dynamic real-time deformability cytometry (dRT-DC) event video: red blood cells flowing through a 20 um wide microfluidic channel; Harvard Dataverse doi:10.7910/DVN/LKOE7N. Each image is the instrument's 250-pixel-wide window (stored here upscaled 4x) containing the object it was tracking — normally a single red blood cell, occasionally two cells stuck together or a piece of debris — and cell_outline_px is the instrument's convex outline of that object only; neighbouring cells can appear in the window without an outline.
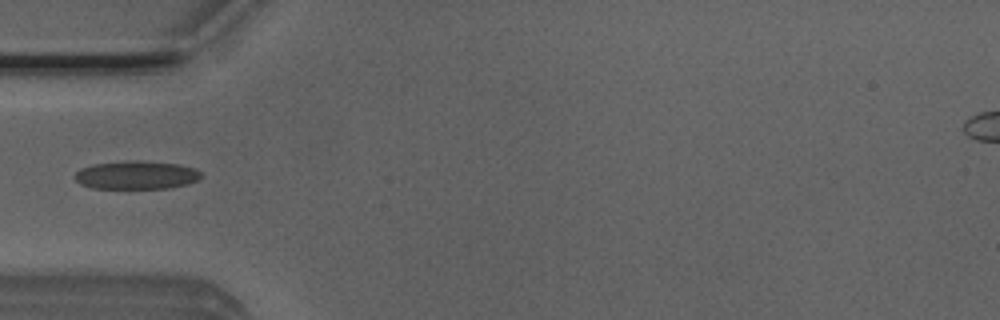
{"species": "Egyptian fruit bat (a non-hibernating species)", "species_latin": "Rousettus aegyptiacus", "temperature_condition": "room temperature", "stored_images_in_passage": 5, "camera_frame_rate_fps": 3000, "um_per_image_px": 0.085, "animal": {"sex": "male"}, "frame": {"image": 1, "passage_image": 4, "time_ms": 1.0, "image_size_px": [1000, 320], "cell_outline_px": [[200, 176], [196, 180], [188, 184], [168, 188], [92, 188], [80, 184], [76, 180], [76, 172], [80, 168], [92, 164], [128, 160], [140, 160], [176, 164], [192, 168], [200, 172]], "centroid_in_image_um": [11.54, 14.87], "position_along_channel_um": 73.5, "area_um2": 20.69}}